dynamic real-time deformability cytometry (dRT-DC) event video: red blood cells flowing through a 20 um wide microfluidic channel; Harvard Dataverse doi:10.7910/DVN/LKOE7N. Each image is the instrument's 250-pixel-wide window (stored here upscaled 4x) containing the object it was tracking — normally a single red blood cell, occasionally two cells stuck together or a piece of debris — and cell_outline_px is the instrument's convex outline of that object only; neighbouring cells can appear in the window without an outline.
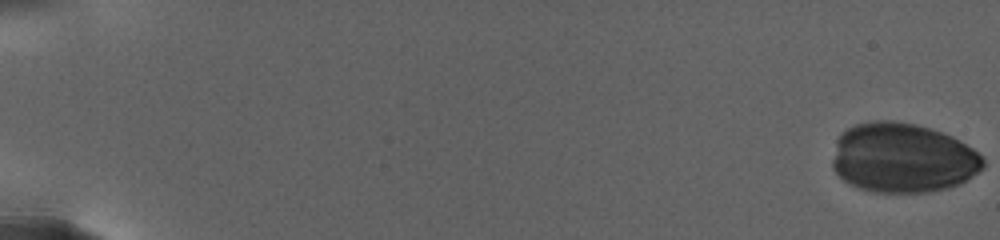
{"species": "human", "species_latin": "Homo sapiens", "temperature_condition": "warm", "stored_images_in_passage": 61, "camera_frame_rate_fps": 3000, "um_per_image_px": 0.085, "donor": {"sex": "female"}, "frame": {"image": 1, "passage_image": 1, "time_ms": 0.0, "image_size_px": [1000, 240], "cell_outline_px": [[984, 168], [960, 184], [948, 188], [928, 192], [872, 192], [856, 188], [848, 184], [832, 168], [832, 160], [836, 140], [840, 132], [856, 124], [876, 120], [892, 120], [912, 124], [928, 128], [952, 136], [972, 148], [984, 160]], "centroid_in_image_um": [76.69, 13.43], "position_along_channel_um": 8.3, "area_um2": 61.33}}
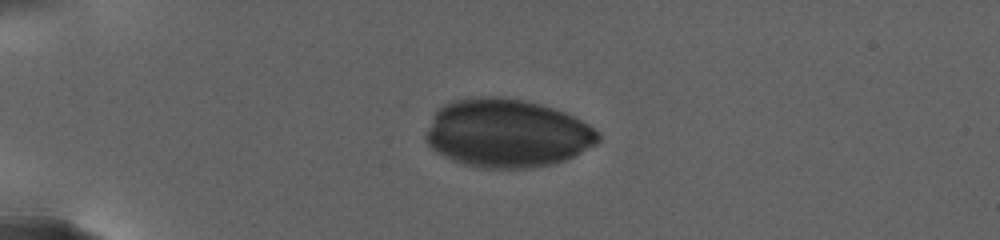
{"frame": {"image": 2, "passage_image": 35, "time_ms": 7.333, "image_size_px": [1000, 240], "cell_outline_px": [[600, 140], [596, 144], [564, 160], [552, 164], [532, 168], [480, 168], [464, 164], [452, 160], [436, 152], [424, 140], [424, 132], [432, 116], [444, 104], [456, 100], [480, 96], [492, 96], [520, 100], [540, 104], [564, 112], [588, 124], [600, 132]], "centroid_in_image_um": [43.06, 11.34], "position_along_channel_um": 41.9, "area_um2": 68.61}}